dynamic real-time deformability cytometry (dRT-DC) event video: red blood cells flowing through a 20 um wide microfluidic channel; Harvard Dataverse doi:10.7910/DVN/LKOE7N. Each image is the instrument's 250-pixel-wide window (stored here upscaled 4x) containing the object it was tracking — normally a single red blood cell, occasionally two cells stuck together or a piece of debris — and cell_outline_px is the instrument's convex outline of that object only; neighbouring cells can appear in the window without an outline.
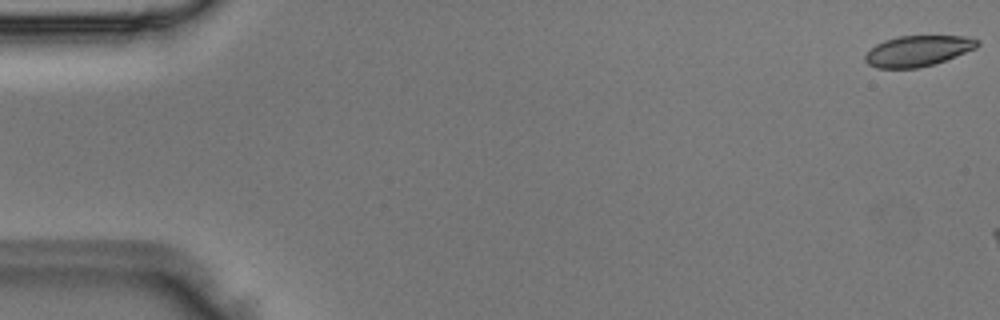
{"species": "Egyptian fruit bat (a non-hibernating species)", "species_latin": "Rousettus aegyptiacus", "temperature_condition": "room temperature", "stored_images_in_passage": 5, "camera_frame_rate_fps": 3000, "um_per_image_px": 0.085, "animal": {"sex": "male"}, "frame": {"image": 1, "passage_image": 1, "time_ms": 0.0, "image_size_px": [1000, 320], "cell_outline_px": [[980, 44], [976, 48], [944, 60], [920, 68], [876, 68], [868, 64], [864, 60], [864, 56], [876, 44], [884, 40], [900, 36], [964, 36], [980, 40]], "centroid_in_image_um": [78.0, 4.32], "position_along_channel_um": 7.0, "area_um2": 19.94}}
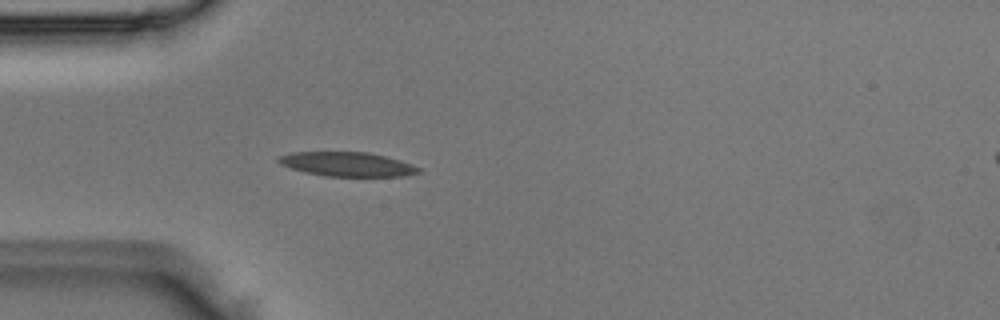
{"frame": {"image": 2, "passage_image": 5, "time_ms": 1.333, "image_size_px": [1000, 320], "cell_outline_px": [[420, 172], [404, 176], [324, 176], [304, 172], [280, 164], [276, 160], [280, 156], [292, 152], [368, 152], [400, 160], [412, 164], [420, 168]], "centroid_in_image_um": [29.51, 13.96], "position_along_channel_um": 55.5, "area_um2": 19.71}}